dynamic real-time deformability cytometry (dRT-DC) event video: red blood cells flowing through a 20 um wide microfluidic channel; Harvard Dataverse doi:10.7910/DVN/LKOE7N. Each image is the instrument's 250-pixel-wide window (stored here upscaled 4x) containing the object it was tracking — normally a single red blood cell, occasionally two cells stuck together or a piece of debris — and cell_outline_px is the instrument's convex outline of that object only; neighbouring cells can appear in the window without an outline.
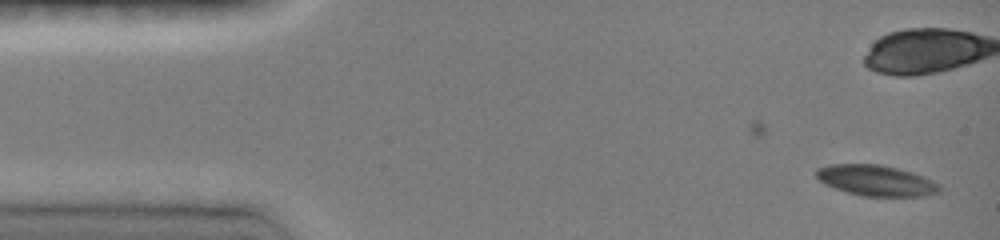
{"species": "common noctule bat (a hibernating species)", "species_latin": "Nyctalus noctula", "temperature_condition": "room temperature", "stored_images_in_passage": 25, "camera_frame_rate_fps": 3000, "um_per_image_px": 0.085, "animal": {"sex": "female", "body_mass_g": 19.0, "forearm_length_mm": 51.5}, "frame": {"image": 1, "passage_image": 1, "time_ms": 0.0, "image_size_px": [1000, 240], "cell_outline_px": [[940, 192], [928, 196], [864, 196], [848, 192], [824, 184], [816, 176], [816, 168], [828, 164], [880, 164], [912, 172], [924, 176], [940, 184]], "centroid_in_image_um": [74.49, 15.34], "position_along_channel_um": 10.5, "area_um2": 22.14}}